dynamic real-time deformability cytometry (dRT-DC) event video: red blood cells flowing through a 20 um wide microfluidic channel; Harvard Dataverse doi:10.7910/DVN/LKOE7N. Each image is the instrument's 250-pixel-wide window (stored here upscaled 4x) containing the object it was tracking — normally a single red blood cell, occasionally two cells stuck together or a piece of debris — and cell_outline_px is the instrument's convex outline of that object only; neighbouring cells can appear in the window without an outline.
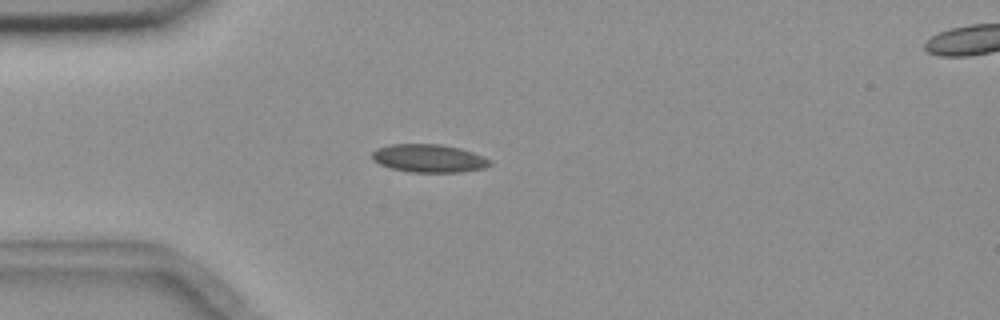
{"species": "common noctule bat (a hibernating species)", "species_latin": "Nyctalus noctula", "temperature_condition": "room temperature", "stored_images_in_passage": 4, "camera_frame_rate_fps": 3000, "um_per_image_px": 0.085, "animal": {"sex": "female", "body_mass_g": 18.4}, "frame": {"image": 1, "passage_image": 4, "time_ms": 3.333, "image_size_px": [1000, 320], "cell_outline_px": [[492, 164], [484, 168], [460, 172], [408, 172], [392, 168], [380, 164], [372, 160], [372, 152], [376, 148], [392, 144], [440, 144], [460, 148], [472, 152], [492, 160]], "centroid_in_image_um": [36.45, 13.46], "position_along_channel_um": 48.5, "area_um2": 19.31}}